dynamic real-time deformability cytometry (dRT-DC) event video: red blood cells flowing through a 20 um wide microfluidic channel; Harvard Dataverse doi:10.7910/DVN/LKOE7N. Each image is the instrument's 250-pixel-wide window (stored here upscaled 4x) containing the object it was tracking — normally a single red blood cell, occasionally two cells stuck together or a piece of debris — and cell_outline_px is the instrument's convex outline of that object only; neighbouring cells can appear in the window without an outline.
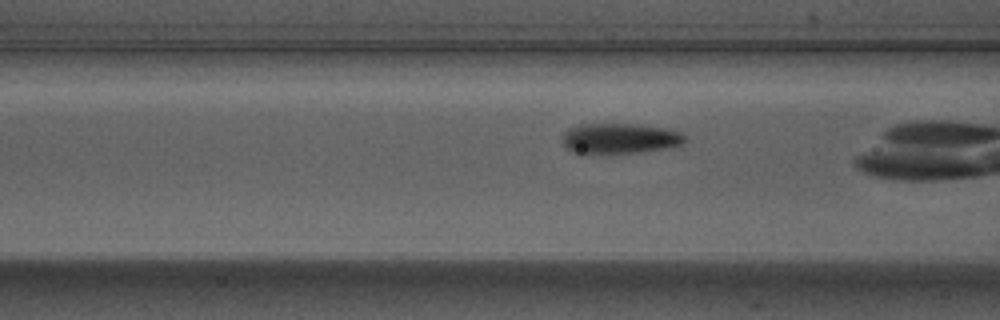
{"species": "Egyptian fruit bat (a non-hibernating species)", "species_latin": "Rousettus aegyptiacus", "temperature_condition": "warm", "stored_images_in_passage": 11, "camera_frame_rate_fps": 3000, "um_per_image_px": 0.085, "animal": {"sex": "male"}, "frame": {"image": 1, "passage_image": 10, "time_ms": 3.0, "image_size_px": [1000, 320], "cell_outline_px": [[688, 140], [680, 144], [664, 148], [636, 152], [572, 152], [564, 144], [560, 136], [568, 128], [576, 124], [628, 124], [664, 128], [680, 132]], "centroid_in_image_um": [52.63, 11.74], "position_along_channel_um": 114.0, "area_um2": 21.15}}